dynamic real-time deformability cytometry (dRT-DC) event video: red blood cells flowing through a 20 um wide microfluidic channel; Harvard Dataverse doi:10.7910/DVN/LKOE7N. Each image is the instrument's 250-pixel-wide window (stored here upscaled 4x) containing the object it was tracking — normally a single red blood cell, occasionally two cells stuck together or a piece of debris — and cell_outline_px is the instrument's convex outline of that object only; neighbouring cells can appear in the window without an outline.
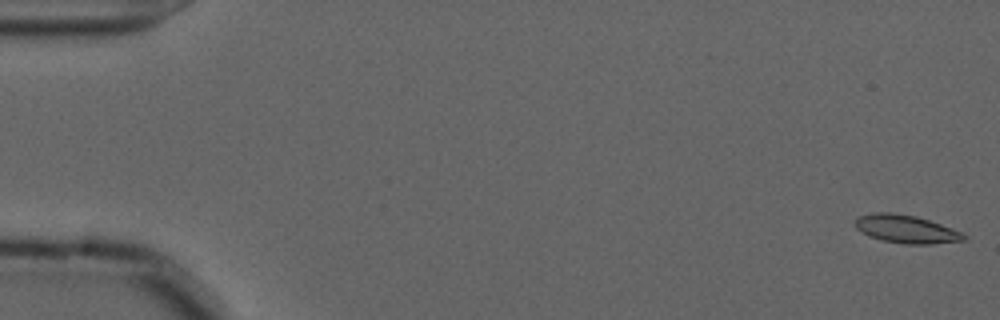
{"species": "common noctule bat (a hibernating species)", "species_latin": "Nyctalus noctula", "temperature_condition": "cold", "stored_images_in_passage": 56, "camera_frame_rate_fps": 3000, "um_per_image_px": 0.085, "animal": {"sex": "male", "forearm_length_mm": 52.5}, "frame": {"image": 1, "passage_image": 1, "time_ms": 0.0, "image_size_px": [1000, 320], "cell_outline_px": [[968, 236], [964, 240], [932, 244], [904, 244], [884, 240], [868, 236], [856, 228], [856, 220], [860, 216], [872, 212], [892, 212], [916, 216], [940, 224], [960, 232]], "centroid_in_image_um": [77.01, 19.47], "position_along_channel_um": 8.0, "area_um2": 17.57}}
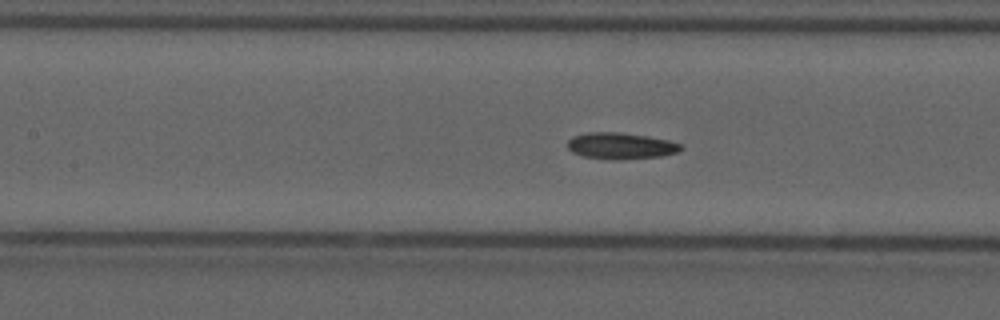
{"frame": {"image": 2, "passage_image": 25, "time_ms": 8.0, "image_size_px": [1000, 320], "cell_outline_px": [[684, 148], [680, 152], [660, 156], [616, 160], [612, 160], [584, 156], [572, 152], [568, 148], [568, 140], [572, 136], [588, 132], [620, 132], [648, 136], [668, 140], [684, 144]], "centroid_in_image_um": [52.8, 12.39], "position_along_channel_um": 154.6, "area_um2": 17.63}}
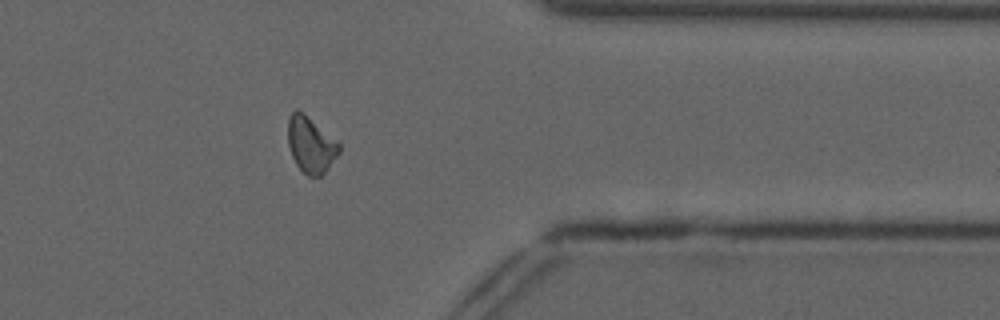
{"frame": {"image": 3, "passage_image": 45, "time_ms": 14.667, "image_size_px": [1000, 320], "cell_outline_px": [[340, 152], [328, 168], [320, 176], [308, 176], [296, 164], [292, 156], [288, 144], [288, 116], [296, 108], [304, 112], [340, 144]], "centroid_in_image_um": [26.4, 12.27], "position_along_channel_um": 385.0, "area_um2": 16.65}, "authors_computed_cell_mechanics": {"area_um2": 16.9932, "velocity_mm_per_s": 3.6642, "shape_relaxation_time_tau1_ms": null, "shape_relaxation_time_tau2_ms": 10.5661, "deformation_change_tau1": null, "deformation_change_tau2": 0.1744}}